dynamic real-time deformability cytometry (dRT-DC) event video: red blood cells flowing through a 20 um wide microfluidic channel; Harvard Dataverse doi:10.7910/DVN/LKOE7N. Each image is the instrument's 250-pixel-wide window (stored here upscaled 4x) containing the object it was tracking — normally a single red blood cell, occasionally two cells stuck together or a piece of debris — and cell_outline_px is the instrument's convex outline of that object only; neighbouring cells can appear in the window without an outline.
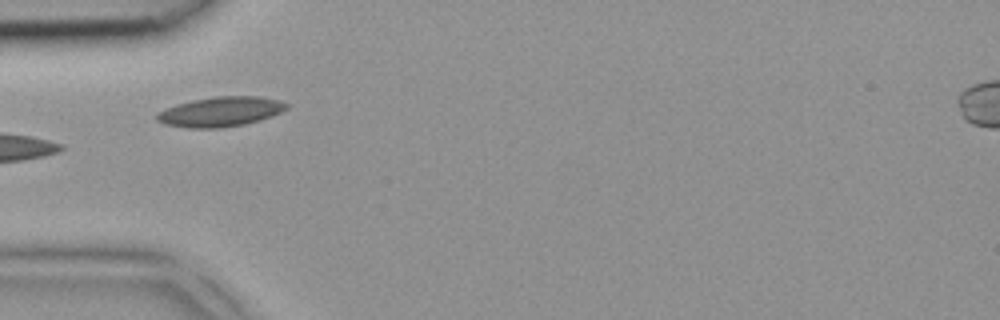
{"species": "common noctule bat (a hibernating species)", "species_latin": "Nyctalus noctula", "temperature_condition": "room temperature", "stored_images_in_passage": 2, "camera_frame_rate_fps": 3000, "um_per_image_px": 0.085, "animal": {"sex": "female", "body_mass_g": 18.4}, "frame": {"image": 1, "passage_image": 1, "time_ms": 0.0, "image_size_px": [1000, 320], "cell_outline_px": [[288, 108], [272, 116], [260, 120], [244, 124], [220, 128], [188, 128], [164, 124], [156, 120], [156, 112], [164, 108], [176, 104], [192, 100], [216, 96], [260, 96], [280, 100], [288, 104]], "centroid_in_image_um": [18.72, 9.49], "position_along_channel_um": 66.3, "area_um2": 22.72}}